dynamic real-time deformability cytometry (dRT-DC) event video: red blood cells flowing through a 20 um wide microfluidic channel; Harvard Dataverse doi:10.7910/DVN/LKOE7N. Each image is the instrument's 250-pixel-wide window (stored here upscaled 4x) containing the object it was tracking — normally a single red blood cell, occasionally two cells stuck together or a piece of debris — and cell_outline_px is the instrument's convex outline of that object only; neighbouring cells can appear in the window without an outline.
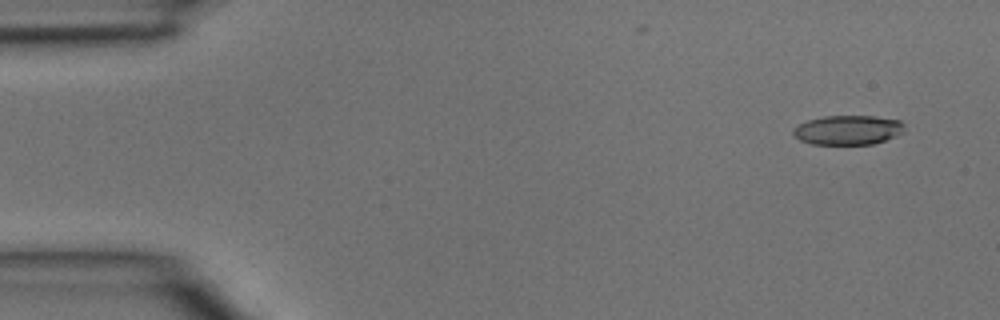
{"species": "common noctule bat (a hibernating species)", "species_latin": "Nyctalus noctula", "temperature_condition": "room temperature", "stored_images_in_passage": 4, "camera_frame_rate_fps": 3000, "um_per_image_px": 0.085, "animal": {"sex": "male", "body_mass_g": 15.6}, "frame": {"image": 1, "passage_image": 1, "time_ms": 0.0, "image_size_px": [1000, 320], "cell_outline_px": [[904, 132], [896, 136], [872, 144], [812, 144], [800, 140], [792, 132], [792, 128], [808, 120], [824, 116], [876, 116], [900, 120], [904, 124]], "centroid_in_image_um": [72.09, 11.04], "position_along_channel_um": 12.9, "area_um2": 19.07}}
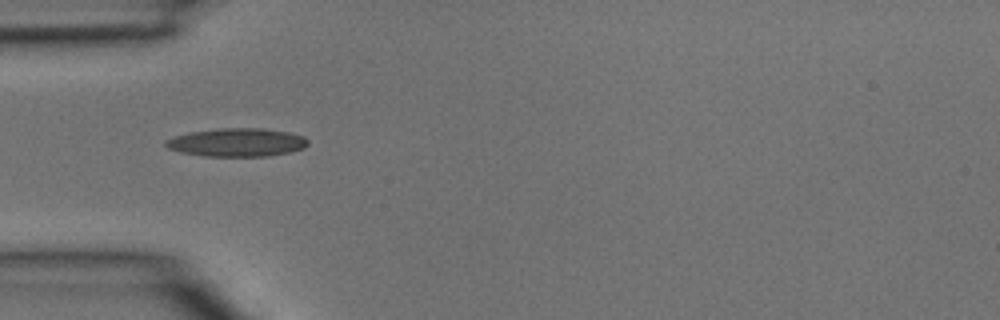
{"frame": {"image": 2, "passage_image": 4, "time_ms": 1.0, "image_size_px": [1000, 320], "cell_outline_px": [[308, 144], [304, 148], [292, 152], [268, 156], [204, 156], [180, 152], [168, 148], [164, 144], [164, 140], [176, 136], [192, 132], [216, 128], [264, 128], [288, 132], [304, 136], [308, 140]], "centroid_in_image_um": [20.16, 12.1], "position_along_channel_um": 64.8, "area_um2": 23.58}}